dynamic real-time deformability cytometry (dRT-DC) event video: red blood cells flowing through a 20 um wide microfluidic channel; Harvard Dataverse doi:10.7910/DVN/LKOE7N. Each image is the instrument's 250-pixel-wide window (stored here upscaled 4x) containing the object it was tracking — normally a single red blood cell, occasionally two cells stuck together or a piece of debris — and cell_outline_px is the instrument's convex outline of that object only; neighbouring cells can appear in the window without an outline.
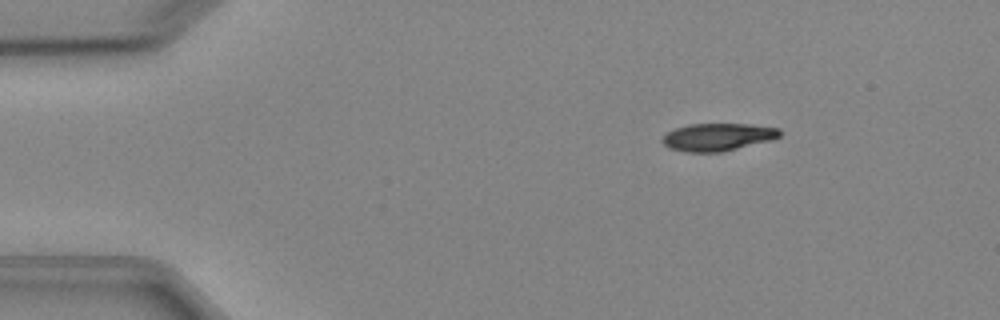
{"species": "Egyptian fruit bat (a non-hibernating species)", "species_latin": "Rousettus aegyptiacus", "temperature_condition": "cold", "stored_images_in_passage": 5, "camera_frame_rate_fps": 3000, "um_per_image_px": 0.085, "animal": {"sex": "female"}, "frame": {"image": 1, "passage_image": 3, "time_ms": 2.333, "image_size_px": [1000, 320], "cell_outline_px": [[784, 132], [780, 136], [772, 140], [724, 152], [684, 152], [668, 148], [660, 140], [668, 132], [676, 128], [688, 124], [748, 124], [780, 128]], "centroid_in_image_um": [61.04, 11.65], "position_along_channel_um": 24.0, "area_um2": 19.13}}